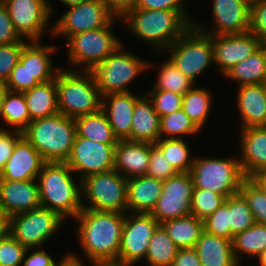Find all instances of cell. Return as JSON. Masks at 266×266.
<instances>
[{
  "mask_svg": "<svg viewBox=\"0 0 266 266\" xmlns=\"http://www.w3.org/2000/svg\"><path fill=\"white\" fill-rule=\"evenodd\" d=\"M76 135L104 144H117L106 113L101 109L96 113L74 119Z\"/></svg>",
  "mask_w": 266,
  "mask_h": 266,
  "instance_id": "obj_32",
  "label": "cell"
},
{
  "mask_svg": "<svg viewBox=\"0 0 266 266\" xmlns=\"http://www.w3.org/2000/svg\"><path fill=\"white\" fill-rule=\"evenodd\" d=\"M160 139V116L146 94L136 102L132 115L130 141L155 144Z\"/></svg>",
  "mask_w": 266,
  "mask_h": 266,
  "instance_id": "obj_26",
  "label": "cell"
},
{
  "mask_svg": "<svg viewBox=\"0 0 266 266\" xmlns=\"http://www.w3.org/2000/svg\"><path fill=\"white\" fill-rule=\"evenodd\" d=\"M160 117L182 109L183 95L166 90H150L146 93Z\"/></svg>",
  "mask_w": 266,
  "mask_h": 266,
  "instance_id": "obj_43",
  "label": "cell"
},
{
  "mask_svg": "<svg viewBox=\"0 0 266 266\" xmlns=\"http://www.w3.org/2000/svg\"><path fill=\"white\" fill-rule=\"evenodd\" d=\"M125 213L118 259L134 265L145 258L150 239L160 223L145 213Z\"/></svg>",
  "mask_w": 266,
  "mask_h": 266,
  "instance_id": "obj_16",
  "label": "cell"
},
{
  "mask_svg": "<svg viewBox=\"0 0 266 266\" xmlns=\"http://www.w3.org/2000/svg\"><path fill=\"white\" fill-rule=\"evenodd\" d=\"M202 266H240L235 260L232 240L202 232L194 247Z\"/></svg>",
  "mask_w": 266,
  "mask_h": 266,
  "instance_id": "obj_27",
  "label": "cell"
},
{
  "mask_svg": "<svg viewBox=\"0 0 266 266\" xmlns=\"http://www.w3.org/2000/svg\"><path fill=\"white\" fill-rule=\"evenodd\" d=\"M57 49L54 46L42 45L40 41H30L22 49L20 63L26 65L30 74L39 82L45 83L55 79L60 68H54L50 57Z\"/></svg>",
  "mask_w": 266,
  "mask_h": 266,
  "instance_id": "obj_28",
  "label": "cell"
},
{
  "mask_svg": "<svg viewBox=\"0 0 266 266\" xmlns=\"http://www.w3.org/2000/svg\"><path fill=\"white\" fill-rule=\"evenodd\" d=\"M82 191L89 204L83 203L84 209L128 212L127 178L115 169L82 179Z\"/></svg>",
  "mask_w": 266,
  "mask_h": 266,
  "instance_id": "obj_10",
  "label": "cell"
},
{
  "mask_svg": "<svg viewBox=\"0 0 266 266\" xmlns=\"http://www.w3.org/2000/svg\"><path fill=\"white\" fill-rule=\"evenodd\" d=\"M171 266H202L194 248L179 249Z\"/></svg>",
  "mask_w": 266,
  "mask_h": 266,
  "instance_id": "obj_54",
  "label": "cell"
},
{
  "mask_svg": "<svg viewBox=\"0 0 266 266\" xmlns=\"http://www.w3.org/2000/svg\"><path fill=\"white\" fill-rule=\"evenodd\" d=\"M230 210L231 240L236 234L254 225L255 219L244 197L238 193L229 196L224 202Z\"/></svg>",
  "mask_w": 266,
  "mask_h": 266,
  "instance_id": "obj_40",
  "label": "cell"
},
{
  "mask_svg": "<svg viewBox=\"0 0 266 266\" xmlns=\"http://www.w3.org/2000/svg\"><path fill=\"white\" fill-rule=\"evenodd\" d=\"M237 92L240 129L266 126V84L243 85Z\"/></svg>",
  "mask_w": 266,
  "mask_h": 266,
  "instance_id": "obj_24",
  "label": "cell"
},
{
  "mask_svg": "<svg viewBox=\"0 0 266 266\" xmlns=\"http://www.w3.org/2000/svg\"><path fill=\"white\" fill-rule=\"evenodd\" d=\"M9 229V218L0 209V239L3 238Z\"/></svg>",
  "mask_w": 266,
  "mask_h": 266,
  "instance_id": "obj_58",
  "label": "cell"
},
{
  "mask_svg": "<svg viewBox=\"0 0 266 266\" xmlns=\"http://www.w3.org/2000/svg\"><path fill=\"white\" fill-rule=\"evenodd\" d=\"M114 18L106 27L76 33L67 39L68 62L83 66L81 70L92 71L123 43L111 30Z\"/></svg>",
  "mask_w": 266,
  "mask_h": 266,
  "instance_id": "obj_8",
  "label": "cell"
},
{
  "mask_svg": "<svg viewBox=\"0 0 266 266\" xmlns=\"http://www.w3.org/2000/svg\"><path fill=\"white\" fill-rule=\"evenodd\" d=\"M38 84L39 82L30 74L27 66L18 62L12 69L10 77L5 83V89L12 92L23 93Z\"/></svg>",
  "mask_w": 266,
  "mask_h": 266,
  "instance_id": "obj_48",
  "label": "cell"
},
{
  "mask_svg": "<svg viewBox=\"0 0 266 266\" xmlns=\"http://www.w3.org/2000/svg\"><path fill=\"white\" fill-rule=\"evenodd\" d=\"M74 219L80 223L77 237L89 262L118 259L125 214L83 208Z\"/></svg>",
  "mask_w": 266,
  "mask_h": 266,
  "instance_id": "obj_1",
  "label": "cell"
},
{
  "mask_svg": "<svg viewBox=\"0 0 266 266\" xmlns=\"http://www.w3.org/2000/svg\"><path fill=\"white\" fill-rule=\"evenodd\" d=\"M179 248L160 224L150 239L145 259L149 266H171Z\"/></svg>",
  "mask_w": 266,
  "mask_h": 266,
  "instance_id": "obj_35",
  "label": "cell"
},
{
  "mask_svg": "<svg viewBox=\"0 0 266 266\" xmlns=\"http://www.w3.org/2000/svg\"><path fill=\"white\" fill-rule=\"evenodd\" d=\"M59 1L64 3L65 6L67 5L69 7V6H72V5H77V4H80V3H83V2H87L89 0H59Z\"/></svg>",
  "mask_w": 266,
  "mask_h": 266,
  "instance_id": "obj_60",
  "label": "cell"
},
{
  "mask_svg": "<svg viewBox=\"0 0 266 266\" xmlns=\"http://www.w3.org/2000/svg\"><path fill=\"white\" fill-rule=\"evenodd\" d=\"M211 93L204 88L193 87L183 95L182 109L201 130L209 117Z\"/></svg>",
  "mask_w": 266,
  "mask_h": 266,
  "instance_id": "obj_36",
  "label": "cell"
},
{
  "mask_svg": "<svg viewBox=\"0 0 266 266\" xmlns=\"http://www.w3.org/2000/svg\"><path fill=\"white\" fill-rule=\"evenodd\" d=\"M197 22L168 49L170 60L179 71L194 83L196 77L214 63L211 35L205 34ZM202 30V31H201Z\"/></svg>",
  "mask_w": 266,
  "mask_h": 266,
  "instance_id": "obj_6",
  "label": "cell"
},
{
  "mask_svg": "<svg viewBox=\"0 0 266 266\" xmlns=\"http://www.w3.org/2000/svg\"><path fill=\"white\" fill-rule=\"evenodd\" d=\"M5 90H6L5 89V84L0 81V104H1L2 95H3Z\"/></svg>",
  "mask_w": 266,
  "mask_h": 266,
  "instance_id": "obj_63",
  "label": "cell"
},
{
  "mask_svg": "<svg viewBox=\"0 0 266 266\" xmlns=\"http://www.w3.org/2000/svg\"><path fill=\"white\" fill-rule=\"evenodd\" d=\"M15 31L22 39L40 41L53 12L47 0H2Z\"/></svg>",
  "mask_w": 266,
  "mask_h": 266,
  "instance_id": "obj_15",
  "label": "cell"
},
{
  "mask_svg": "<svg viewBox=\"0 0 266 266\" xmlns=\"http://www.w3.org/2000/svg\"><path fill=\"white\" fill-rule=\"evenodd\" d=\"M150 158V143L119 140L115 148L114 169L125 178L146 175Z\"/></svg>",
  "mask_w": 266,
  "mask_h": 266,
  "instance_id": "obj_23",
  "label": "cell"
},
{
  "mask_svg": "<svg viewBox=\"0 0 266 266\" xmlns=\"http://www.w3.org/2000/svg\"><path fill=\"white\" fill-rule=\"evenodd\" d=\"M239 86L266 84V47L261 46L251 56L235 65L225 75Z\"/></svg>",
  "mask_w": 266,
  "mask_h": 266,
  "instance_id": "obj_30",
  "label": "cell"
},
{
  "mask_svg": "<svg viewBox=\"0 0 266 266\" xmlns=\"http://www.w3.org/2000/svg\"><path fill=\"white\" fill-rule=\"evenodd\" d=\"M257 258L261 266H266V249Z\"/></svg>",
  "mask_w": 266,
  "mask_h": 266,
  "instance_id": "obj_61",
  "label": "cell"
},
{
  "mask_svg": "<svg viewBox=\"0 0 266 266\" xmlns=\"http://www.w3.org/2000/svg\"><path fill=\"white\" fill-rule=\"evenodd\" d=\"M64 218L44 207L9 217V234L26 249L40 247L61 228Z\"/></svg>",
  "mask_w": 266,
  "mask_h": 266,
  "instance_id": "obj_11",
  "label": "cell"
},
{
  "mask_svg": "<svg viewBox=\"0 0 266 266\" xmlns=\"http://www.w3.org/2000/svg\"><path fill=\"white\" fill-rule=\"evenodd\" d=\"M117 144H104L75 135L66 164L80 179L114 169Z\"/></svg>",
  "mask_w": 266,
  "mask_h": 266,
  "instance_id": "obj_13",
  "label": "cell"
},
{
  "mask_svg": "<svg viewBox=\"0 0 266 266\" xmlns=\"http://www.w3.org/2000/svg\"><path fill=\"white\" fill-rule=\"evenodd\" d=\"M163 190V181L144 175L127 179L128 213L150 214Z\"/></svg>",
  "mask_w": 266,
  "mask_h": 266,
  "instance_id": "obj_25",
  "label": "cell"
},
{
  "mask_svg": "<svg viewBox=\"0 0 266 266\" xmlns=\"http://www.w3.org/2000/svg\"><path fill=\"white\" fill-rule=\"evenodd\" d=\"M176 174L178 172L165 158L161 150L155 144L150 143V158L146 175L161 181H166Z\"/></svg>",
  "mask_w": 266,
  "mask_h": 266,
  "instance_id": "obj_45",
  "label": "cell"
},
{
  "mask_svg": "<svg viewBox=\"0 0 266 266\" xmlns=\"http://www.w3.org/2000/svg\"><path fill=\"white\" fill-rule=\"evenodd\" d=\"M121 18L135 37L145 40L157 51L168 49L192 25L187 11L133 8Z\"/></svg>",
  "mask_w": 266,
  "mask_h": 266,
  "instance_id": "obj_2",
  "label": "cell"
},
{
  "mask_svg": "<svg viewBox=\"0 0 266 266\" xmlns=\"http://www.w3.org/2000/svg\"><path fill=\"white\" fill-rule=\"evenodd\" d=\"M201 131L183 109L160 117V138L182 139V136Z\"/></svg>",
  "mask_w": 266,
  "mask_h": 266,
  "instance_id": "obj_39",
  "label": "cell"
},
{
  "mask_svg": "<svg viewBox=\"0 0 266 266\" xmlns=\"http://www.w3.org/2000/svg\"><path fill=\"white\" fill-rule=\"evenodd\" d=\"M15 31L5 3L0 0V45L26 42Z\"/></svg>",
  "mask_w": 266,
  "mask_h": 266,
  "instance_id": "obj_51",
  "label": "cell"
},
{
  "mask_svg": "<svg viewBox=\"0 0 266 266\" xmlns=\"http://www.w3.org/2000/svg\"><path fill=\"white\" fill-rule=\"evenodd\" d=\"M239 193L247 201L255 222L266 224V195L263 191L250 178H246Z\"/></svg>",
  "mask_w": 266,
  "mask_h": 266,
  "instance_id": "obj_42",
  "label": "cell"
},
{
  "mask_svg": "<svg viewBox=\"0 0 266 266\" xmlns=\"http://www.w3.org/2000/svg\"><path fill=\"white\" fill-rule=\"evenodd\" d=\"M250 7L254 4L260 3L262 1H266V0H244Z\"/></svg>",
  "mask_w": 266,
  "mask_h": 266,
  "instance_id": "obj_62",
  "label": "cell"
},
{
  "mask_svg": "<svg viewBox=\"0 0 266 266\" xmlns=\"http://www.w3.org/2000/svg\"><path fill=\"white\" fill-rule=\"evenodd\" d=\"M23 94L30 115V122L59 113L56 76L55 79L39 83Z\"/></svg>",
  "mask_w": 266,
  "mask_h": 266,
  "instance_id": "obj_29",
  "label": "cell"
},
{
  "mask_svg": "<svg viewBox=\"0 0 266 266\" xmlns=\"http://www.w3.org/2000/svg\"><path fill=\"white\" fill-rule=\"evenodd\" d=\"M46 161L23 136L15 145L0 178L9 181L36 180Z\"/></svg>",
  "mask_w": 266,
  "mask_h": 266,
  "instance_id": "obj_20",
  "label": "cell"
},
{
  "mask_svg": "<svg viewBox=\"0 0 266 266\" xmlns=\"http://www.w3.org/2000/svg\"><path fill=\"white\" fill-rule=\"evenodd\" d=\"M204 230L231 240L230 210L225 203L204 220Z\"/></svg>",
  "mask_w": 266,
  "mask_h": 266,
  "instance_id": "obj_44",
  "label": "cell"
},
{
  "mask_svg": "<svg viewBox=\"0 0 266 266\" xmlns=\"http://www.w3.org/2000/svg\"><path fill=\"white\" fill-rule=\"evenodd\" d=\"M26 248L9 232L0 239V266H21Z\"/></svg>",
  "mask_w": 266,
  "mask_h": 266,
  "instance_id": "obj_46",
  "label": "cell"
},
{
  "mask_svg": "<svg viewBox=\"0 0 266 266\" xmlns=\"http://www.w3.org/2000/svg\"><path fill=\"white\" fill-rule=\"evenodd\" d=\"M93 266H134L119 259L90 261Z\"/></svg>",
  "mask_w": 266,
  "mask_h": 266,
  "instance_id": "obj_57",
  "label": "cell"
},
{
  "mask_svg": "<svg viewBox=\"0 0 266 266\" xmlns=\"http://www.w3.org/2000/svg\"><path fill=\"white\" fill-rule=\"evenodd\" d=\"M59 69L56 87L59 113L72 119L102 109V96L91 71Z\"/></svg>",
  "mask_w": 266,
  "mask_h": 266,
  "instance_id": "obj_4",
  "label": "cell"
},
{
  "mask_svg": "<svg viewBox=\"0 0 266 266\" xmlns=\"http://www.w3.org/2000/svg\"><path fill=\"white\" fill-rule=\"evenodd\" d=\"M250 32L266 47V1L250 7Z\"/></svg>",
  "mask_w": 266,
  "mask_h": 266,
  "instance_id": "obj_49",
  "label": "cell"
},
{
  "mask_svg": "<svg viewBox=\"0 0 266 266\" xmlns=\"http://www.w3.org/2000/svg\"><path fill=\"white\" fill-rule=\"evenodd\" d=\"M108 9L116 16L121 18L128 10L133 9L137 0H103Z\"/></svg>",
  "mask_w": 266,
  "mask_h": 266,
  "instance_id": "obj_55",
  "label": "cell"
},
{
  "mask_svg": "<svg viewBox=\"0 0 266 266\" xmlns=\"http://www.w3.org/2000/svg\"><path fill=\"white\" fill-rule=\"evenodd\" d=\"M23 137V132L14 130H5L0 128V175L4 170L7 160L13 153L16 143Z\"/></svg>",
  "mask_w": 266,
  "mask_h": 266,
  "instance_id": "obj_50",
  "label": "cell"
},
{
  "mask_svg": "<svg viewBox=\"0 0 266 266\" xmlns=\"http://www.w3.org/2000/svg\"><path fill=\"white\" fill-rule=\"evenodd\" d=\"M214 64L224 76L235 65L251 56L261 45L252 32L211 35Z\"/></svg>",
  "mask_w": 266,
  "mask_h": 266,
  "instance_id": "obj_17",
  "label": "cell"
},
{
  "mask_svg": "<svg viewBox=\"0 0 266 266\" xmlns=\"http://www.w3.org/2000/svg\"><path fill=\"white\" fill-rule=\"evenodd\" d=\"M161 225L179 249L194 248L204 231V220L194 215L170 219Z\"/></svg>",
  "mask_w": 266,
  "mask_h": 266,
  "instance_id": "obj_31",
  "label": "cell"
},
{
  "mask_svg": "<svg viewBox=\"0 0 266 266\" xmlns=\"http://www.w3.org/2000/svg\"><path fill=\"white\" fill-rule=\"evenodd\" d=\"M194 184L190 172L178 173L163 181V190L151 211L160 223L191 215V200Z\"/></svg>",
  "mask_w": 266,
  "mask_h": 266,
  "instance_id": "obj_14",
  "label": "cell"
},
{
  "mask_svg": "<svg viewBox=\"0 0 266 266\" xmlns=\"http://www.w3.org/2000/svg\"><path fill=\"white\" fill-rule=\"evenodd\" d=\"M29 250L32 249H26V252L23 257V266H54L56 262H54V259L46 253L42 249H36V251H33L28 257H26V253L30 252Z\"/></svg>",
  "mask_w": 266,
  "mask_h": 266,
  "instance_id": "obj_53",
  "label": "cell"
},
{
  "mask_svg": "<svg viewBox=\"0 0 266 266\" xmlns=\"http://www.w3.org/2000/svg\"><path fill=\"white\" fill-rule=\"evenodd\" d=\"M241 131V154L238 158L246 178L266 169V126L248 127Z\"/></svg>",
  "mask_w": 266,
  "mask_h": 266,
  "instance_id": "obj_21",
  "label": "cell"
},
{
  "mask_svg": "<svg viewBox=\"0 0 266 266\" xmlns=\"http://www.w3.org/2000/svg\"><path fill=\"white\" fill-rule=\"evenodd\" d=\"M186 0H137L134 8L146 10H170L185 11L184 2Z\"/></svg>",
  "mask_w": 266,
  "mask_h": 266,
  "instance_id": "obj_52",
  "label": "cell"
},
{
  "mask_svg": "<svg viewBox=\"0 0 266 266\" xmlns=\"http://www.w3.org/2000/svg\"><path fill=\"white\" fill-rule=\"evenodd\" d=\"M140 98L132 92L112 93L102 97V110L106 113L118 140L130 141L132 115Z\"/></svg>",
  "mask_w": 266,
  "mask_h": 266,
  "instance_id": "obj_22",
  "label": "cell"
},
{
  "mask_svg": "<svg viewBox=\"0 0 266 266\" xmlns=\"http://www.w3.org/2000/svg\"><path fill=\"white\" fill-rule=\"evenodd\" d=\"M157 78L151 90H166L184 95L195 84L184 76L170 59L162 64Z\"/></svg>",
  "mask_w": 266,
  "mask_h": 266,
  "instance_id": "obj_38",
  "label": "cell"
},
{
  "mask_svg": "<svg viewBox=\"0 0 266 266\" xmlns=\"http://www.w3.org/2000/svg\"><path fill=\"white\" fill-rule=\"evenodd\" d=\"M155 145L178 173L190 172L195 157H190V146L184 139L160 138Z\"/></svg>",
  "mask_w": 266,
  "mask_h": 266,
  "instance_id": "obj_37",
  "label": "cell"
},
{
  "mask_svg": "<svg viewBox=\"0 0 266 266\" xmlns=\"http://www.w3.org/2000/svg\"><path fill=\"white\" fill-rule=\"evenodd\" d=\"M54 266H84L80 258L73 254H67L59 263H55Z\"/></svg>",
  "mask_w": 266,
  "mask_h": 266,
  "instance_id": "obj_56",
  "label": "cell"
},
{
  "mask_svg": "<svg viewBox=\"0 0 266 266\" xmlns=\"http://www.w3.org/2000/svg\"><path fill=\"white\" fill-rule=\"evenodd\" d=\"M69 7L49 29L52 36L63 35L68 39L76 33L106 27L116 17L103 0H89Z\"/></svg>",
  "mask_w": 266,
  "mask_h": 266,
  "instance_id": "obj_12",
  "label": "cell"
},
{
  "mask_svg": "<svg viewBox=\"0 0 266 266\" xmlns=\"http://www.w3.org/2000/svg\"><path fill=\"white\" fill-rule=\"evenodd\" d=\"M122 46L91 71L102 97L112 93L130 92L128 84L152 67V64L133 53L124 51Z\"/></svg>",
  "mask_w": 266,
  "mask_h": 266,
  "instance_id": "obj_9",
  "label": "cell"
},
{
  "mask_svg": "<svg viewBox=\"0 0 266 266\" xmlns=\"http://www.w3.org/2000/svg\"><path fill=\"white\" fill-rule=\"evenodd\" d=\"M233 253L238 264L241 254L258 257L266 249V224L255 223L233 238Z\"/></svg>",
  "mask_w": 266,
  "mask_h": 266,
  "instance_id": "obj_34",
  "label": "cell"
},
{
  "mask_svg": "<svg viewBox=\"0 0 266 266\" xmlns=\"http://www.w3.org/2000/svg\"><path fill=\"white\" fill-rule=\"evenodd\" d=\"M214 27L207 35L250 32V6L244 0H213Z\"/></svg>",
  "mask_w": 266,
  "mask_h": 266,
  "instance_id": "obj_18",
  "label": "cell"
},
{
  "mask_svg": "<svg viewBox=\"0 0 266 266\" xmlns=\"http://www.w3.org/2000/svg\"><path fill=\"white\" fill-rule=\"evenodd\" d=\"M250 179L263 191L266 195V179L261 174H256L250 177Z\"/></svg>",
  "mask_w": 266,
  "mask_h": 266,
  "instance_id": "obj_59",
  "label": "cell"
},
{
  "mask_svg": "<svg viewBox=\"0 0 266 266\" xmlns=\"http://www.w3.org/2000/svg\"><path fill=\"white\" fill-rule=\"evenodd\" d=\"M261 175L266 179V169L261 173Z\"/></svg>",
  "mask_w": 266,
  "mask_h": 266,
  "instance_id": "obj_64",
  "label": "cell"
},
{
  "mask_svg": "<svg viewBox=\"0 0 266 266\" xmlns=\"http://www.w3.org/2000/svg\"><path fill=\"white\" fill-rule=\"evenodd\" d=\"M35 181H9L0 178V209L8 218L41 207L38 184Z\"/></svg>",
  "mask_w": 266,
  "mask_h": 266,
  "instance_id": "obj_19",
  "label": "cell"
},
{
  "mask_svg": "<svg viewBox=\"0 0 266 266\" xmlns=\"http://www.w3.org/2000/svg\"><path fill=\"white\" fill-rule=\"evenodd\" d=\"M225 199L223 194L202 188H193L191 215L205 220L225 202Z\"/></svg>",
  "mask_w": 266,
  "mask_h": 266,
  "instance_id": "obj_41",
  "label": "cell"
},
{
  "mask_svg": "<svg viewBox=\"0 0 266 266\" xmlns=\"http://www.w3.org/2000/svg\"><path fill=\"white\" fill-rule=\"evenodd\" d=\"M190 174L194 188L211 190L223 194L226 198L239 193L246 179L238 158L196 157Z\"/></svg>",
  "mask_w": 266,
  "mask_h": 266,
  "instance_id": "obj_7",
  "label": "cell"
},
{
  "mask_svg": "<svg viewBox=\"0 0 266 266\" xmlns=\"http://www.w3.org/2000/svg\"><path fill=\"white\" fill-rule=\"evenodd\" d=\"M73 170L65 162H46L38 177L41 207L75 218L83 209L82 180L72 178Z\"/></svg>",
  "mask_w": 266,
  "mask_h": 266,
  "instance_id": "obj_3",
  "label": "cell"
},
{
  "mask_svg": "<svg viewBox=\"0 0 266 266\" xmlns=\"http://www.w3.org/2000/svg\"><path fill=\"white\" fill-rule=\"evenodd\" d=\"M27 42L0 45V81L6 83L12 69L20 61L22 49Z\"/></svg>",
  "mask_w": 266,
  "mask_h": 266,
  "instance_id": "obj_47",
  "label": "cell"
},
{
  "mask_svg": "<svg viewBox=\"0 0 266 266\" xmlns=\"http://www.w3.org/2000/svg\"><path fill=\"white\" fill-rule=\"evenodd\" d=\"M76 135L74 119L63 114L32 120L23 136L46 162H66Z\"/></svg>",
  "mask_w": 266,
  "mask_h": 266,
  "instance_id": "obj_5",
  "label": "cell"
},
{
  "mask_svg": "<svg viewBox=\"0 0 266 266\" xmlns=\"http://www.w3.org/2000/svg\"><path fill=\"white\" fill-rule=\"evenodd\" d=\"M0 117L10 127L23 132L30 123L24 94L5 90L1 98Z\"/></svg>",
  "mask_w": 266,
  "mask_h": 266,
  "instance_id": "obj_33",
  "label": "cell"
}]
</instances>
